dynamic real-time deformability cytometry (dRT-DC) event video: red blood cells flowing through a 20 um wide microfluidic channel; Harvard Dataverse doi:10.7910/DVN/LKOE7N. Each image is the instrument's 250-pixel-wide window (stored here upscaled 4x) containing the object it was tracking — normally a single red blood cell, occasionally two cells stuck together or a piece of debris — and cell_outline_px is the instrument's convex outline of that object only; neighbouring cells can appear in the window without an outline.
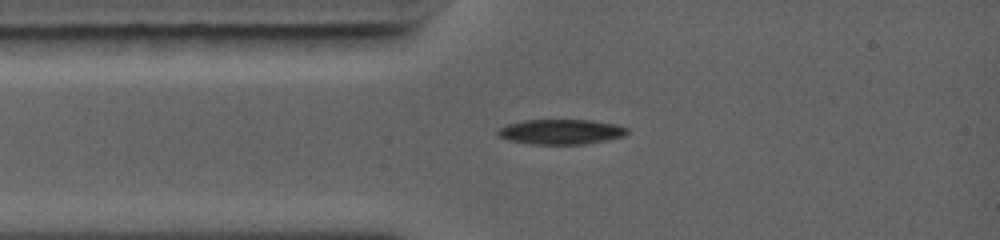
{"species": "common noctule bat (a hibernating species)", "species_latin": "Nyctalus noctula", "temperature_condition": "warm", "stored_images_in_passage": 63, "camera_frame_rate_fps": 5000, "um_per_image_px": 0.085, "animal": {"sex": "female", "body_mass_g": 19.0, "forearm_length_mm": 56.7}, "frame": {"image": 1, "passage_image": 1, "time_ms": 0.0, "image_size_px": [1000, 240], "cell_outline_px": [[628, 132], [624, 136], [584, 144], [528, 144], [508, 140], [500, 136], [496, 132], [500, 128], [508, 124], [524, 120], [592, 120], [620, 124], [628, 128]], "centroid_in_image_um": [47.71, 11.19], "position_along_channel_um": 37.3, "area_um2": 18.9}}
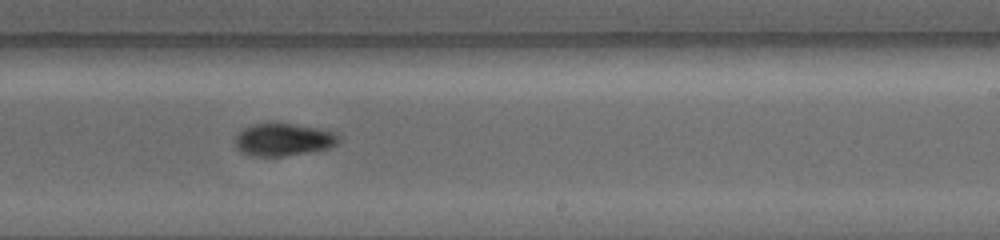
{"frame": {"image": 2, "passage_image": 27, "time_ms": 5.2, "image_size_px": [1000, 240], "cell_outline_px": [[340, 140], [332, 148], [284, 156], [248, 156], [240, 152], [236, 148], [236, 136], [244, 128], [252, 124], [272, 120], [316, 128], [336, 132], [340, 136]], "centroid_in_image_um": [24.08, 11.84], "position_along_channel_um": 264.9, "area_um2": 20.23}}
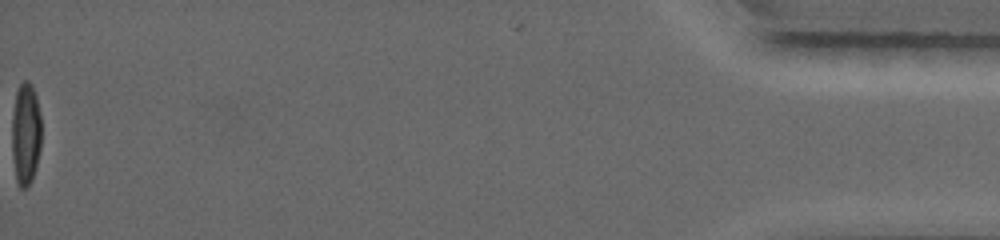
{"frame": {"image": 3, "passage_image": 63, "time_ms": 12.4, "image_size_px": [1000, 240], "cell_outline_px": [[40, 148], [32, 180], [28, 188], [20, 188], [16, 180], [12, 156], [12, 112], [16, 92], [20, 84], [24, 80], [28, 80], [32, 84], [36, 96], [40, 116]], "centroid_in_image_um": [2.16, 11.37], "position_along_channel_um": 433.0, "area_um2": 17.63}, "authors_computed_cell_mechanics": {"area_um2": 18.9006, "velocity_mm_per_s": 4.4659, "shape_relaxation_time_tau1_ms": 2.438, "shape_relaxation_time_tau2_ms": null, "deformation_change_tau1": 0.1338, "deformation_change_tau2": null}}